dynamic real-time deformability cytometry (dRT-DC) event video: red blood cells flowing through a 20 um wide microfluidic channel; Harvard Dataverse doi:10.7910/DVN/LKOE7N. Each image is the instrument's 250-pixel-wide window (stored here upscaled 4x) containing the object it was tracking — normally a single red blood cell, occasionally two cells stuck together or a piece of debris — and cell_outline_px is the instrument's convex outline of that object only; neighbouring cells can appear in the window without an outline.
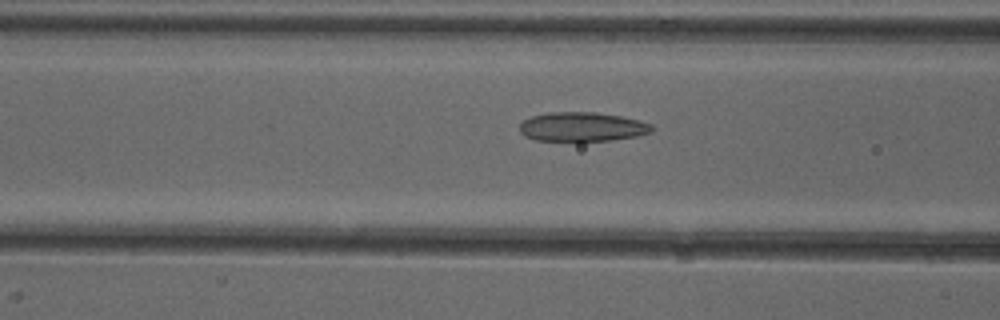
{"species": "common noctule bat (a hibernating species)", "species_latin": "Nyctalus noctula", "temperature_condition": "cold", "stored_images_in_passage": 51, "camera_frame_rate_fps": 3000, "um_per_image_px": 0.085, "animal": {"sex": "female"}, "frame": {"image": 1, "passage_image": 20, "time_ms": 6.333, "image_size_px": [1000, 320], "cell_outline_px": [[656, 128], [652, 132], [636, 136], [580, 144], [536, 140], [524, 136], [520, 132], [520, 124], [524, 120], [532, 116], [548, 112], [596, 112], [620, 116], [652, 124]], "centroid_in_image_um": [49.46, 10.82], "position_along_channel_um": 117.1, "area_um2": 23.35}}
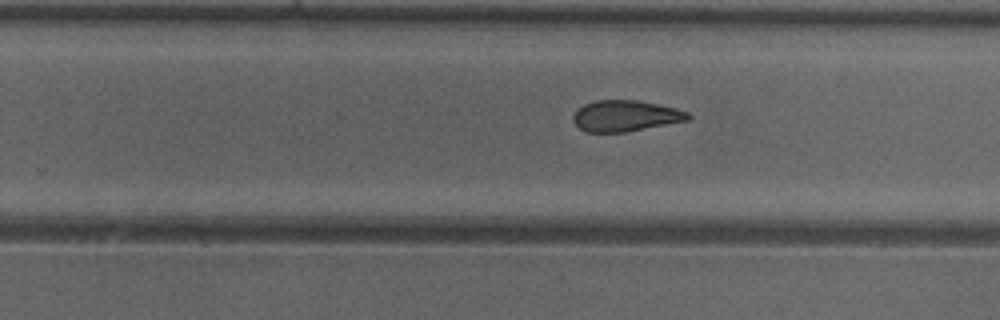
{"frame": {"image": 2, "passage_image": 32, "time_ms": 10.333, "image_size_px": [1000, 320], "cell_outline_px": [[692, 120], [624, 132], [584, 132], [572, 120], [572, 116], [576, 108], [584, 104], [596, 100], [636, 100], [676, 108], [688, 112], [692, 116]], "centroid_in_image_um": [53.16, 9.85], "position_along_channel_um": 276.6, "area_um2": 20.98}}
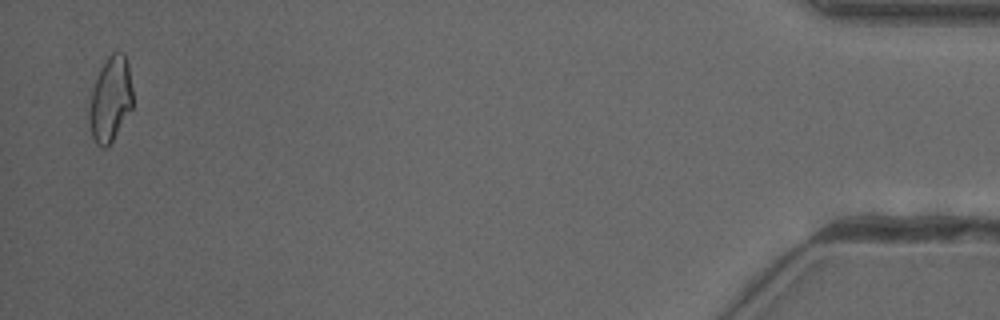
{"frame": {"image": 3, "passage_image": 50, "time_ms": 16.333, "image_size_px": [1000, 320], "cell_outline_px": [[132, 108], [108, 148], [100, 148], [96, 144], [92, 136], [88, 120], [88, 112], [92, 92], [100, 68], [104, 60], [112, 52], [124, 52], [128, 64], [132, 88]], "centroid_in_image_um": [9.38, 8.46], "position_along_channel_um": 425.8, "area_um2": 21.68}, "authors_computed_cell_mechanics": {"area_um2": 21.964, "velocity_mm_per_s": 3.9876, "shape_relaxation_time_tau1_ms": null, "shape_relaxation_time_tau2_ms": 2.9924, "deformation_change_tau1": null, "deformation_change_tau2": 0.1153}}